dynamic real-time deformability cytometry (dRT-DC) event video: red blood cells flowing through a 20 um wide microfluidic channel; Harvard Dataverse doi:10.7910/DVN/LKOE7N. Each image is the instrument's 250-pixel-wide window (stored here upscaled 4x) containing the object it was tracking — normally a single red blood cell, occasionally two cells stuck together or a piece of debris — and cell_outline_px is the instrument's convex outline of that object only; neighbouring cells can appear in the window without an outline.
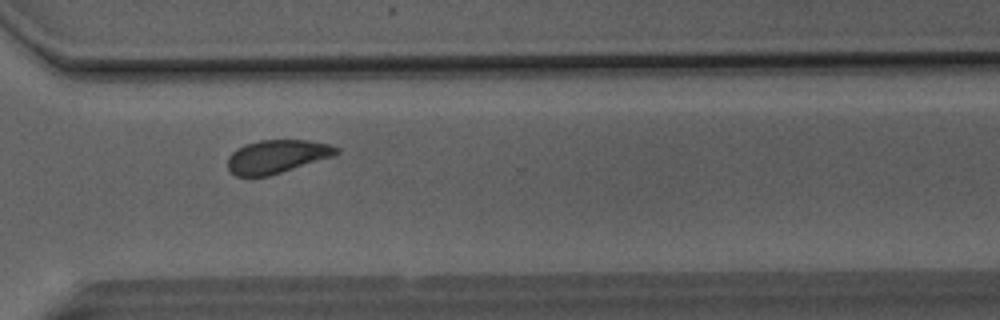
{"species": "Egyptian fruit bat (a non-hibernating species)", "species_latin": "Rousettus aegyptiacus", "temperature_condition": "room temperature", "stored_images_in_passage": 38, "camera_frame_rate_fps": 3000, "um_per_image_px": 0.085, "animal": {"sex": "male"}, "frame": {"image": 1, "passage_image": 25, "time_ms": 8.0, "image_size_px": [1000, 320], "cell_outline_px": [[340, 152], [336, 156], [268, 176], [236, 176], [228, 168], [228, 156], [236, 148], [244, 144], [260, 140], [308, 140], [328, 144], [340, 148]], "centroid_in_image_um": [23.57, 13.29], "position_along_channel_um": 347.0, "area_um2": 21.27}}
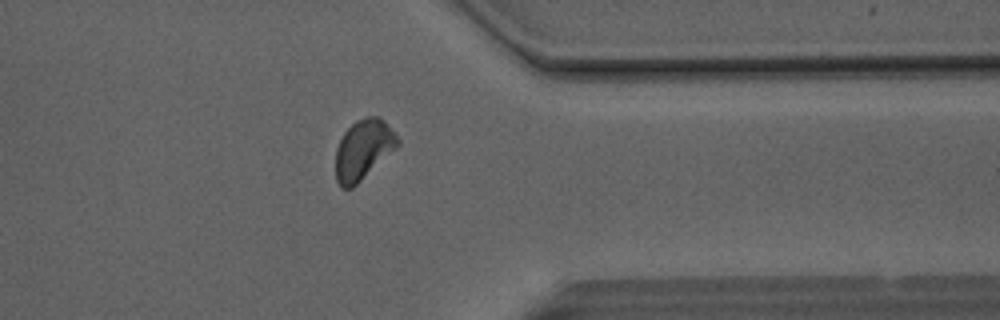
{"frame": {"image": 2, "passage_image": 28, "time_ms": 9.0, "image_size_px": [1000, 320], "cell_outline_px": [[400, 144], [396, 148], [352, 188], [340, 188], [336, 180], [336, 148], [344, 132], [356, 120], [364, 116], [380, 116], [384, 120], [400, 140]], "centroid_in_image_um": [30.87, 12.7], "position_along_channel_um": 380.5, "area_um2": 21.56}}
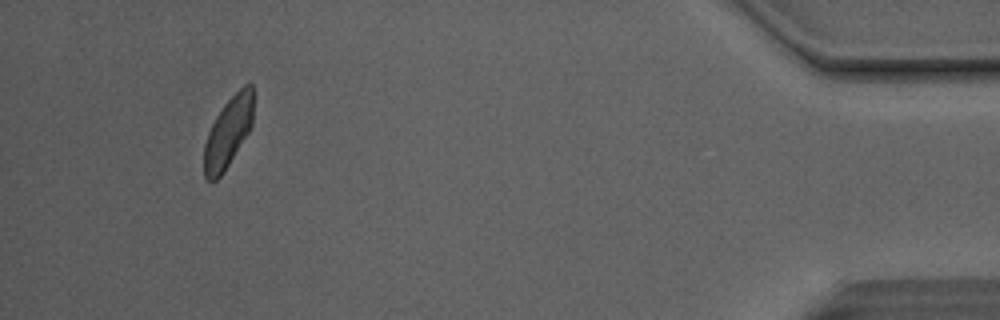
{"frame": {"image": 3, "passage_image": 35, "time_ms": 11.333, "image_size_px": [1000, 320], "cell_outline_px": [[252, 124], [248, 132], [224, 172], [216, 180], [208, 180], [204, 176], [204, 144], [208, 132], [216, 116], [224, 104], [244, 84], [252, 84]], "centroid_in_image_um": [19.37, 11.26], "position_along_channel_um": 415.8, "area_um2": 19.83}, "authors_computed_cell_mechanics": {"area_um2": 21.6172, "velocity_mm_per_s": 4.1157, "shape_relaxation_time_tau1_ms": 2.8371, "shape_relaxation_time_tau2_ms": 1.3904, "deformation_change_tau1": 0.0911, "deformation_change_tau2": 0.0445}}